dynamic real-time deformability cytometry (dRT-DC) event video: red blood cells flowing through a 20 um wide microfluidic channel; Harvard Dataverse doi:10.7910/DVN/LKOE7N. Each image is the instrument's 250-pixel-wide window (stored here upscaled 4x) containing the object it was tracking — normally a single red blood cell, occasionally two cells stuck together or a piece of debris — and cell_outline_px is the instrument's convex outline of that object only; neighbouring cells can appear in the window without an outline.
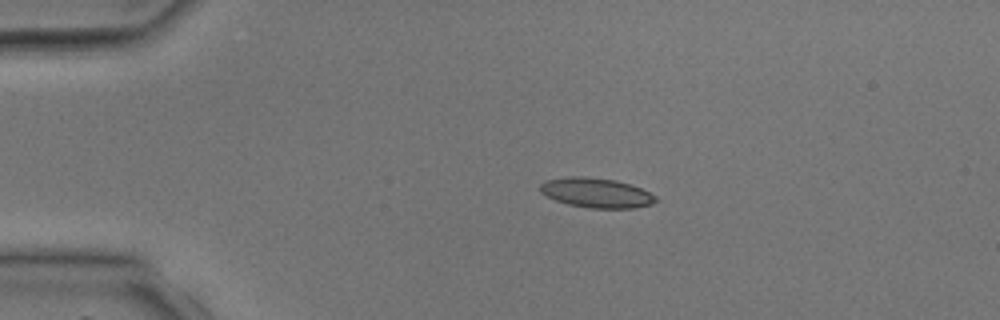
{"species": "common noctule bat (a hibernating species)", "species_latin": "Nyctalus noctula", "temperature_condition": "room temperature", "stored_images_in_passage": 3, "camera_frame_rate_fps": 3000, "um_per_image_px": 0.085, "animal": {"sex": "male", "body_mass_g": 17.9, "forearm_length_mm": 54.2}, "frame": {"image": 1, "passage_image": 2, "time_ms": 1.667, "image_size_px": [1000, 320], "cell_outline_px": [[656, 200], [652, 204], [636, 208], [588, 208], [568, 204], [556, 200], [540, 192], [540, 184], [548, 180], [572, 176], [584, 176], [616, 180], [640, 188], [656, 196]], "centroid_in_image_um": [50.69, 16.39], "position_along_channel_um": 34.3, "area_um2": 19.83}}